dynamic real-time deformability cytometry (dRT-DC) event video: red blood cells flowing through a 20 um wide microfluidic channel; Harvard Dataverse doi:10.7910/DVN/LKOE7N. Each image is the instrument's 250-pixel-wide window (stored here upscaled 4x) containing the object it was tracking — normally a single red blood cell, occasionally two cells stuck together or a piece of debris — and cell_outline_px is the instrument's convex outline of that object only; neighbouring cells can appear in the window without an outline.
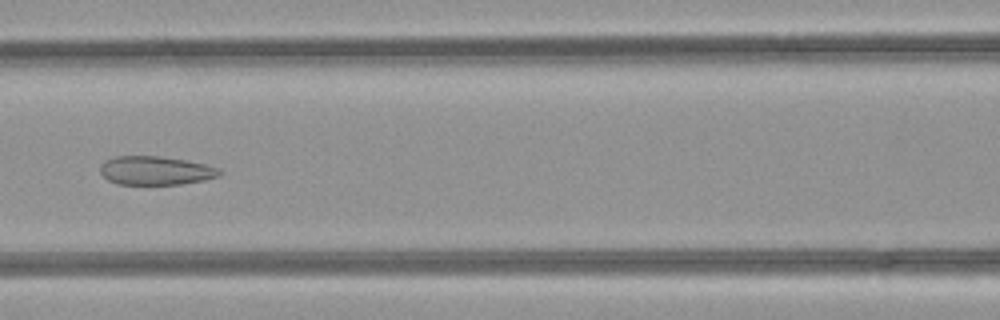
{"species": "common noctule bat (a hibernating species)", "species_latin": "Nyctalus noctula", "temperature_condition": "room temperature", "stored_images_in_passage": 36, "camera_frame_rate_fps": 3000, "um_per_image_px": 0.085, "animal": {"sex": "female", "body_mass_g": 21.9}, "frame": {"image": 1, "passage_image": 9, "time_ms": 2.667, "image_size_px": [1000, 320], "cell_outline_px": [[224, 172], [220, 176], [204, 180], [180, 184], [116, 184], [108, 180], [100, 172], [100, 164], [104, 160], [112, 156], [160, 156], [184, 160], [204, 164], [220, 168]], "centroid_in_image_um": [13.22, 14.49], "position_along_channel_um": 153.4, "area_um2": 20.11}}
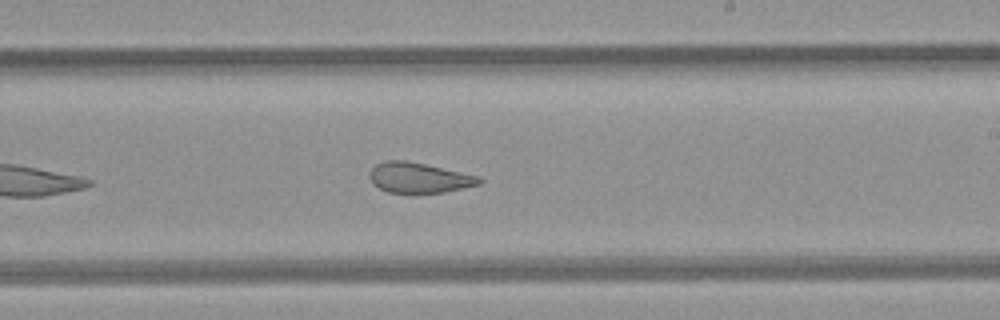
{"frame": {"image": 2, "passage_image": 16, "time_ms": 5.0, "image_size_px": [1000, 320], "cell_outline_px": [[484, 180], [480, 184], [444, 192], [388, 192], [372, 184], [368, 176], [368, 172], [376, 164], [384, 160], [404, 160], [424, 164], [480, 176]], "centroid_in_image_um": [35.58, 15.09], "position_along_channel_um": 253.4, "area_um2": 19.25}}
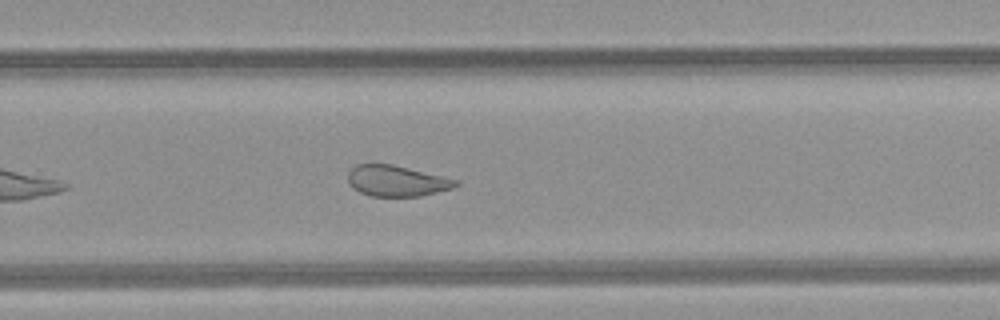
{"frame": {"image": 3, "passage_image": 19, "time_ms": 6.0, "image_size_px": [1000, 320], "cell_outline_px": [[460, 184], [452, 188], [420, 196], [372, 196], [360, 192], [352, 188], [348, 180], [348, 172], [356, 164], [392, 164], [460, 180]], "centroid_in_image_um": [33.72, 15.37], "position_along_channel_um": 296.1, "area_um2": 19.36}, "authors_computed_cell_mechanics": {"area_um2": 22.6287, "velocity_mm_per_s": 4.3024, "shape_relaxation_time_tau1_ms": null, "shape_relaxation_time_tau2_ms": 1.2133, "deformation_change_tau1": null, "deformation_change_tau2": 0.0908}}